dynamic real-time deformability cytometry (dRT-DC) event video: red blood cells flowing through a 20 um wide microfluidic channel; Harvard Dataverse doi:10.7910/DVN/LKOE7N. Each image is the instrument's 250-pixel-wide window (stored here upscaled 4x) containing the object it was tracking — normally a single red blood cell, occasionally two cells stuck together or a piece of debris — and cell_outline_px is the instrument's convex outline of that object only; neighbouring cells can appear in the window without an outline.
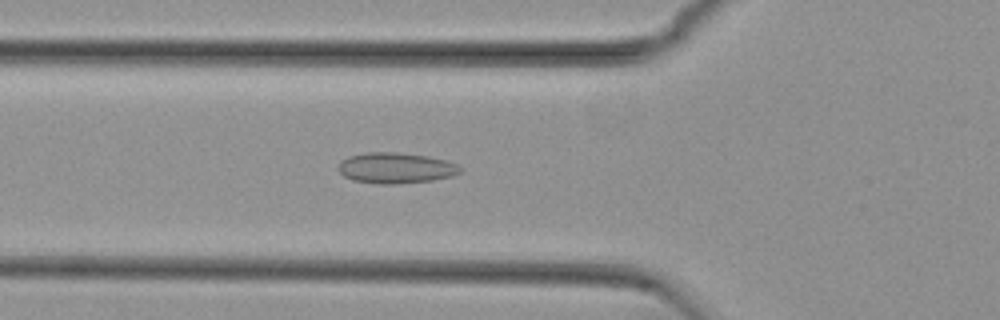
{"species": "common noctule bat (a hibernating species)", "species_latin": "Nyctalus noctula", "temperature_condition": "cold", "stored_images_in_passage": 43, "camera_frame_rate_fps": 3000, "um_per_image_px": 0.085, "animal": {"sex": "female", "body_mass_g": 29.2, "forearm_length_mm": 56.3}, "frame": {"image": 1, "passage_image": 18, "time_ms": 5.667, "image_size_px": [1000, 320], "cell_outline_px": [[464, 168], [460, 172], [452, 176], [432, 180], [392, 184], [380, 184], [352, 180], [344, 176], [336, 168], [340, 160], [348, 156], [368, 152], [396, 152], [428, 156], [444, 160], [456, 164]], "centroid_in_image_um": [33.6, 14.27], "position_along_channel_um": 92.2, "area_um2": 21.91}}
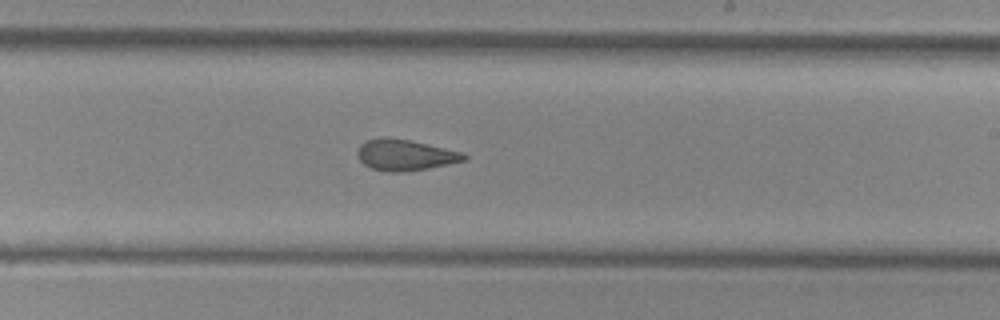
{"frame": {"image": 2, "passage_image": 31, "time_ms": 10.0, "image_size_px": [1000, 320], "cell_outline_px": [[468, 160], [428, 168], [404, 172], [384, 172], [372, 168], [364, 164], [360, 160], [356, 152], [360, 144], [368, 140], [408, 140], [464, 152], [468, 156]], "centroid_in_image_um": [34.49, 13.22], "position_along_channel_um": 254.5, "area_um2": 18.79}}
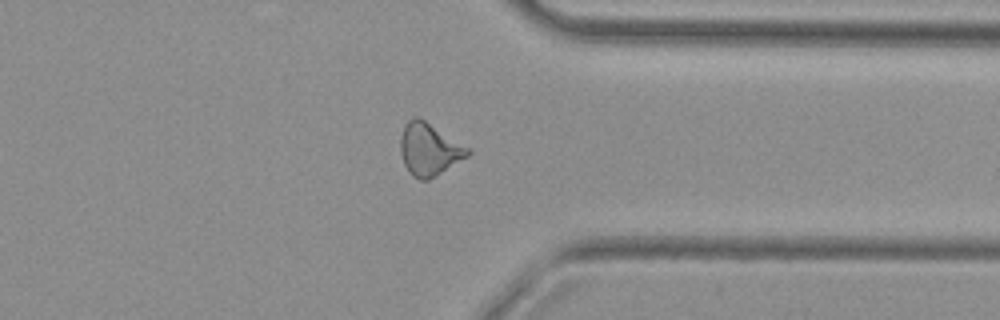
{"frame": {"image": 3, "passage_image": 41, "time_ms": 13.333, "image_size_px": [1000, 320], "cell_outline_px": [[472, 152], [468, 156], [428, 180], [420, 180], [412, 176], [408, 172], [404, 164], [400, 152], [400, 136], [404, 124], [412, 116], [416, 116], [424, 120], [472, 148]], "centroid_in_image_um": [36.48, 12.68], "position_along_channel_um": 374.9, "area_um2": 20.81}}